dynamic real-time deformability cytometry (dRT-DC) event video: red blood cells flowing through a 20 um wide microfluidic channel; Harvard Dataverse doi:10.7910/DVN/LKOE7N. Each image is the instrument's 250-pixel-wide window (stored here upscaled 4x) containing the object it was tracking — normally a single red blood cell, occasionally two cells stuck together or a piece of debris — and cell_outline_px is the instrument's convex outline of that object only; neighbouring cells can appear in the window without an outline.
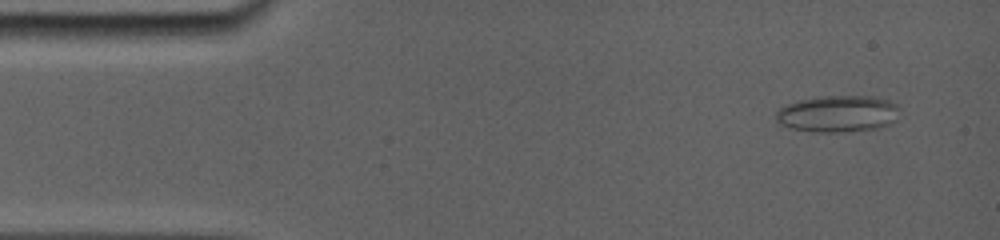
{"species": "common noctule bat (a hibernating species)", "species_latin": "Nyctalus noctula", "temperature_condition": "room temperature", "stored_images_in_passage": 20, "camera_frame_rate_fps": 5000, "um_per_image_px": 0.085, "animal": {"sex": "female", "body_mass_g": 19.0, "forearm_length_mm": 56.7}, "frame": {"image": 1, "passage_image": 2, "time_ms": 0.6, "image_size_px": [1000, 240], "cell_outline_px": [[896, 108], [880, 124], [868, 128], [796, 128], [784, 124], [776, 116], [780, 108], [788, 104], [800, 100], [816, 96], [872, 96], [888, 100], [896, 104]], "centroid_in_image_um": [71.09, 9.54], "position_along_channel_um": 13.9, "area_um2": 23.18}}
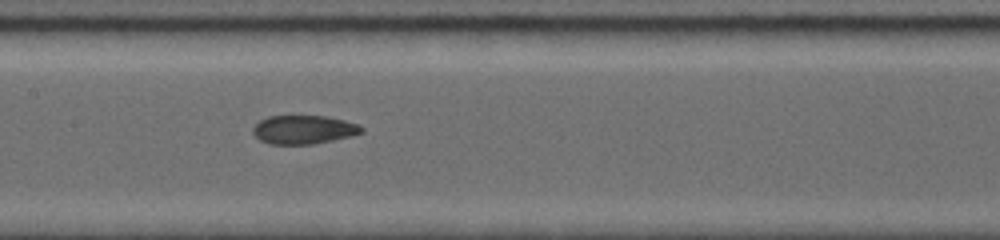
{"frame": {"image": 2, "passage_image": 12, "time_ms": 7.4, "image_size_px": [1000, 240], "cell_outline_px": [[364, 128], [360, 132], [348, 136], [332, 140], [312, 144], [272, 144], [260, 140], [252, 132], [252, 128], [260, 120], [268, 116], [324, 116], [344, 120], [356, 124]], "centroid_in_image_um": [25.75, 11.01], "position_along_channel_um": 181.6, "area_um2": 17.8}}
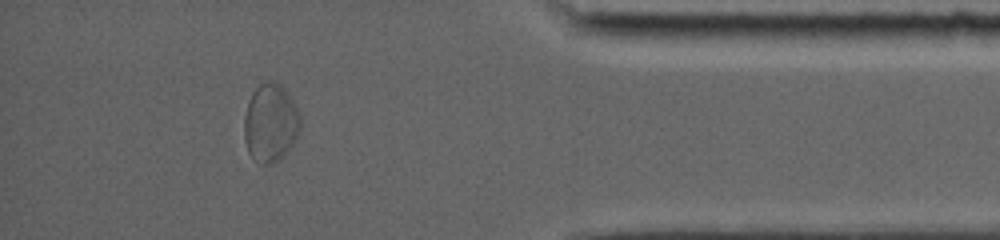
{"frame": {"image": 3, "passage_image": 18, "time_ms": 14.0, "image_size_px": [1000, 240], "cell_outline_px": [[300, 128], [296, 140], [272, 164], [260, 164], [248, 152], [244, 140], [244, 116], [248, 100], [252, 92], [260, 84], [268, 80], [280, 84], [284, 88], [292, 100], [300, 116]], "centroid_in_image_um": [22.96, 10.42], "position_along_channel_um": 412.2, "area_um2": 25.37}, "authors_computed_cell_mechanics": {"area_um2": 20.6057, "velocity_mm_per_s": 3.8193, "shape_relaxation_time_tau1_ms": null, "shape_relaxation_time_tau2_ms": 2.2176, "deformation_change_tau1": null, "deformation_change_tau2": 0.062}}